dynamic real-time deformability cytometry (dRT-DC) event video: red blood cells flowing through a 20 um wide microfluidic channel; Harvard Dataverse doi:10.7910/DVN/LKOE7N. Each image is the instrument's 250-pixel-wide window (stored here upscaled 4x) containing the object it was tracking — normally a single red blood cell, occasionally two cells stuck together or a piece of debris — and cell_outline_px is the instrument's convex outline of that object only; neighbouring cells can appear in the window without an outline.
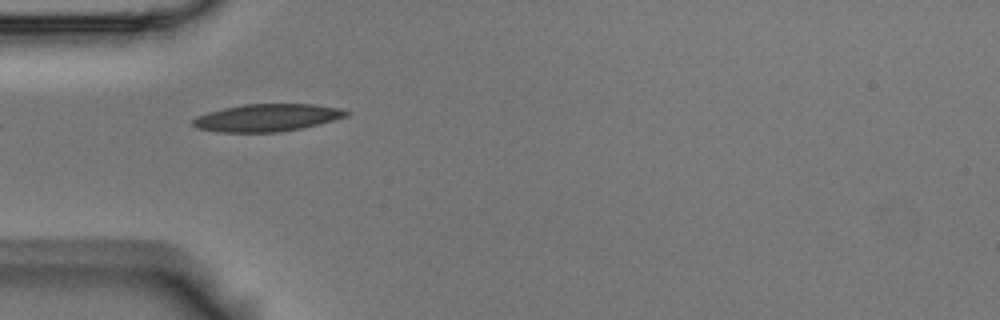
{"species": "Egyptian fruit bat (a non-hibernating species)", "species_latin": "Rousettus aegyptiacus", "temperature_condition": "room temperature", "stored_images_in_passage": 7, "camera_frame_rate_fps": 3000, "um_per_image_px": 0.085, "animal": {"sex": "male"}, "frame": {"image": 1, "passage_image": 4, "time_ms": 1.0, "image_size_px": [1000, 320], "cell_outline_px": [[352, 112], [348, 116], [304, 128], [280, 132], [220, 132], [196, 128], [192, 124], [192, 120], [196, 116], [208, 112], [224, 108], [244, 104], [312, 104], [340, 108]], "centroid_in_image_um": [22.72, 10.0], "position_along_channel_um": 62.3, "area_um2": 24.62}}
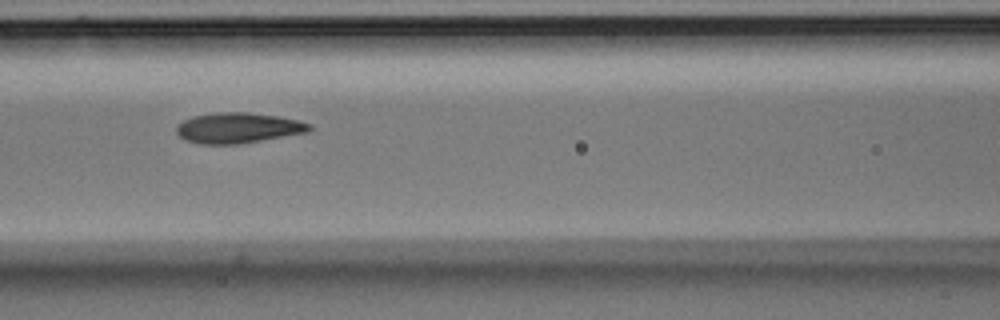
{"frame": {"image": 2, "passage_image": 6, "time_ms": 1.667, "image_size_px": [1000, 320], "cell_outline_px": [[312, 128], [308, 132], [240, 144], [200, 144], [184, 140], [176, 132], [176, 124], [192, 116], [216, 112], [248, 112], [276, 116], [300, 120], [312, 124]], "centroid_in_image_um": [20.22, 10.87], "position_along_channel_um": 146.4, "area_um2": 23.81}}
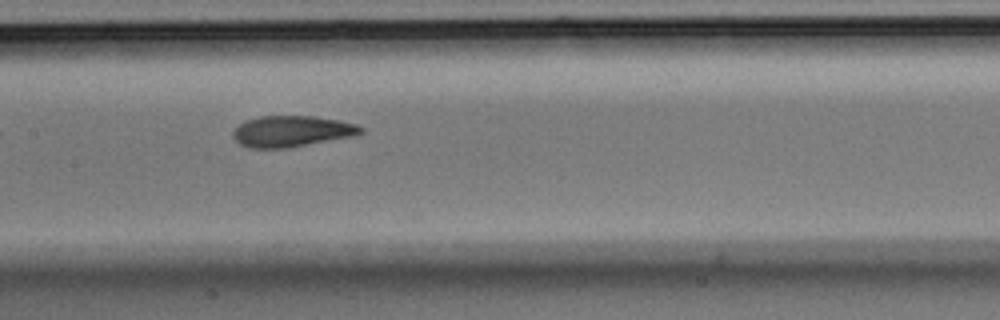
{"frame": {"image": 3, "passage_image": 7, "time_ms": 2.0, "image_size_px": [1000, 320], "cell_outline_px": [[364, 132], [352, 136], [288, 148], [248, 148], [240, 144], [232, 136], [232, 132], [240, 124], [248, 120], [260, 116], [312, 116], [340, 120], [356, 124], [364, 128]], "centroid_in_image_um": [24.8, 11.16], "position_along_channel_um": 182.6, "area_um2": 23.06}}